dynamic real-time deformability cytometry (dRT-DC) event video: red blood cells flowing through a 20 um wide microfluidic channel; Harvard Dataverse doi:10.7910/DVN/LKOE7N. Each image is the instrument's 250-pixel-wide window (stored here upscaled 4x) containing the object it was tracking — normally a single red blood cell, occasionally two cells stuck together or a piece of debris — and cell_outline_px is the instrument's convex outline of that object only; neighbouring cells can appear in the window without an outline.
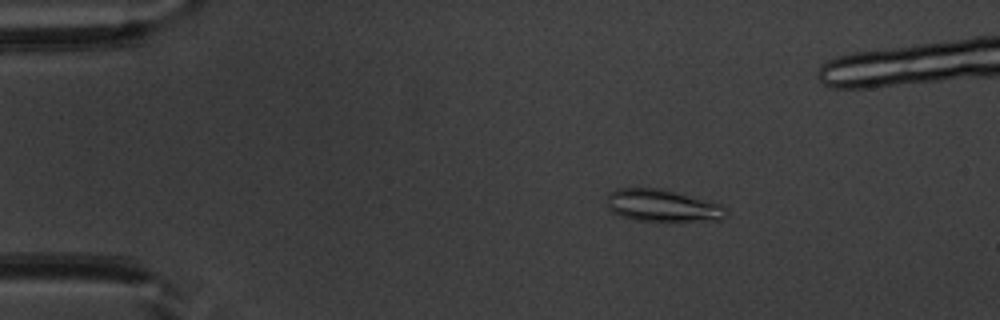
{"species": "common noctule bat (a hibernating species)", "species_latin": "Nyctalus noctula", "temperature_condition": "warm", "stored_images_in_passage": 53, "segment_of_instrument_passage": [1, 2], "camera_frame_rate_fps": 3000, "um_per_image_px": 0.085, "animal": {"sex": "male", "body_mass_g": 20.1, "forearm_length_mm": 53.5}, "frame": {"image": 1, "passage_image": 10, "time_ms": 3.0, "image_size_px": [1000, 320], "cell_outline_px": [[728, 216], [720, 220], [668, 224], [636, 220], [620, 216], [612, 212], [608, 208], [608, 192], [616, 188], [664, 188], [720, 204], [728, 212]], "centroid_in_image_um": [56.35, 17.53], "position_along_channel_um": 28.7, "area_um2": 23.47}}
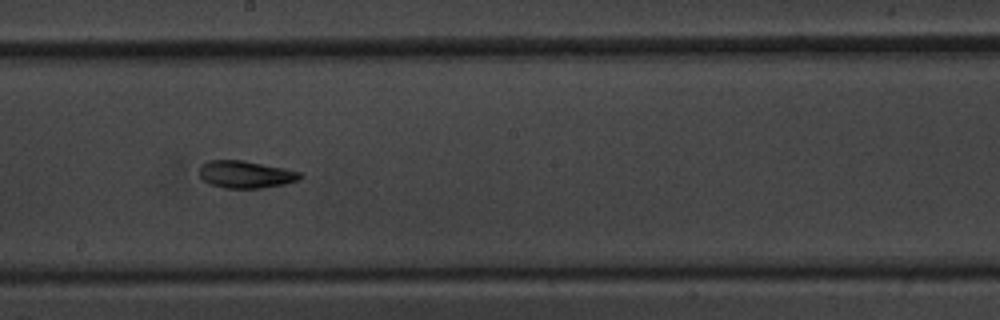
{"frame": {"image": 2, "passage_image": 30, "time_ms": 9.667, "image_size_px": [1000, 320], "cell_outline_px": [[304, 176], [300, 180], [284, 184], [260, 188], [224, 188], [208, 184], [200, 176], [200, 164], [208, 160], [244, 160], [284, 168], [300, 172]], "centroid_in_image_um": [20.88, 14.82], "position_along_channel_um": 227.3, "area_um2": 16.18}}
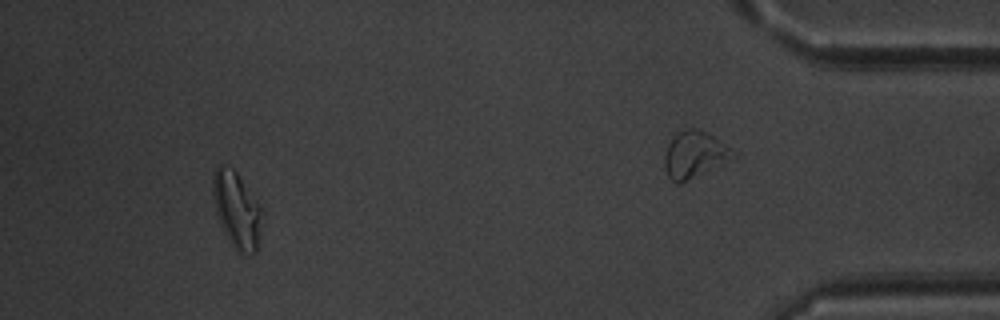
{"frame": {"image": 3, "passage_image": 49, "time_ms": 16.0, "image_size_px": [1000, 320], "cell_outline_px": [[264, 212], [256, 252], [240, 256], [232, 248], [220, 224], [216, 212], [212, 192], [212, 180], [216, 168], [220, 164], [232, 168], [236, 172], [260, 204]], "centroid_in_image_um": [20.14, 17.89], "position_along_channel_um": 415.1, "area_um2": 22.2}}